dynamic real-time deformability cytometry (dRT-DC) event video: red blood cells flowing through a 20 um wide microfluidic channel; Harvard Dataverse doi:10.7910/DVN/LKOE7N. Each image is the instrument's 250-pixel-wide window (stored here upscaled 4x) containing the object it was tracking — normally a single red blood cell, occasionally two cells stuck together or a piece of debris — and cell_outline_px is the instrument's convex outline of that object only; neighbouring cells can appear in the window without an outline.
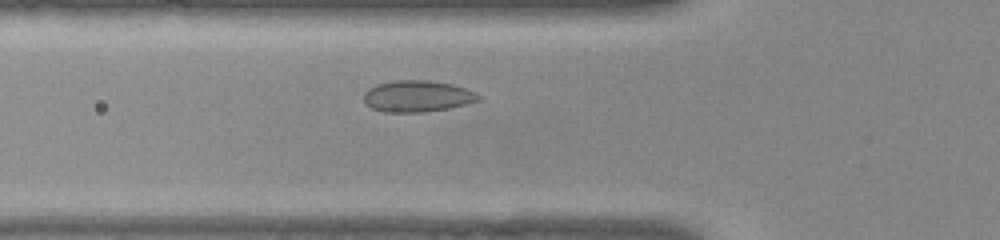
{"species": "common noctule bat (a hibernating species)", "species_latin": "Nyctalus noctula", "temperature_condition": "warm", "stored_images_in_passage": 38, "camera_frame_rate_fps": 3000, "um_per_image_px": 0.085, "animal": {"sex": "female", "body_mass_g": 22.0, "forearm_length_mm": 56.7}, "frame": {"image": 1, "passage_image": 3, "time_ms": 0.667, "image_size_px": [1000, 240], "cell_outline_px": [[484, 96], [480, 100], [448, 108], [424, 112], [384, 112], [372, 108], [364, 100], [364, 92], [368, 88], [376, 84], [396, 80], [428, 80], [452, 84], [476, 92]], "centroid_in_image_um": [35.49, 8.17], "position_along_channel_um": 90.3, "area_um2": 21.04}}
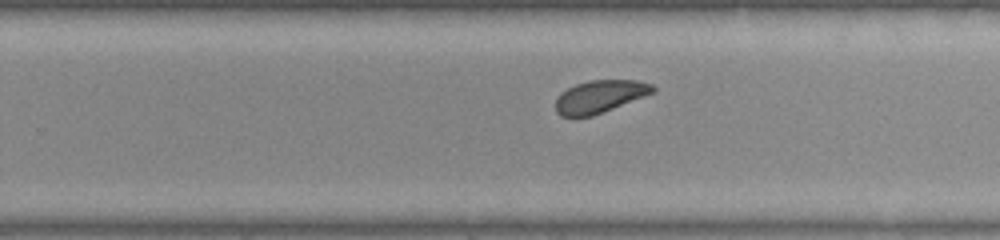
{"frame": {"image": 2, "passage_image": 18, "time_ms": 5.667, "image_size_px": [1000, 240], "cell_outline_px": [[656, 92], [592, 116], [560, 116], [556, 112], [556, 96], [560, 92], [576, 84], [592, 80], [636, 80], [652, 84], [656, 88]], "centroid_in_image_um": [50.99, 8.2], "position_along_channel_um": 278.8, "area_um2": 18.44}}
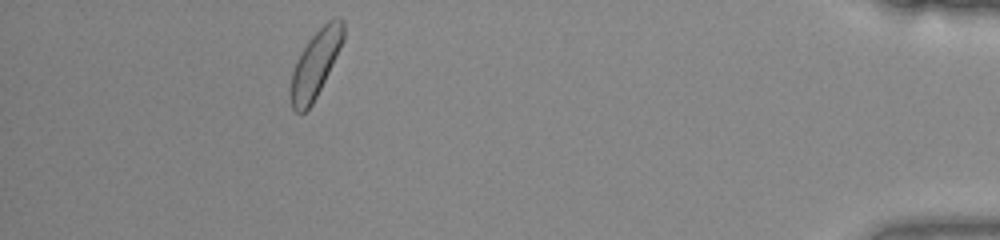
{"frame": {"image": 3, "passage_image": 33, "time_ms": 10.667, "image_size_px": [1000, 240], "cell_outline_px": [[344, 40], [312, 104], [304, 112], [296, 112], [292, 108], [288, 92], [292, 72], [308, 40], [328, 20], [336, 16], [340, 16], [344, 20]], "centroid_in_image_um": [26.81, 5.42], "position_along_channel_um": 408.4, "area_um2": 20.23}, "authors_computed_cell_mechanics": {"area_um2": 19.5653, "velocity_mm_per_s": 3.7811, "shape_relaxation_time_tau1_ms": 2.6418, "shape_relaxation_time_tau2_ms": null, "deformation_change_tau1": 0.0517, "deformation_change_tau2": null}}